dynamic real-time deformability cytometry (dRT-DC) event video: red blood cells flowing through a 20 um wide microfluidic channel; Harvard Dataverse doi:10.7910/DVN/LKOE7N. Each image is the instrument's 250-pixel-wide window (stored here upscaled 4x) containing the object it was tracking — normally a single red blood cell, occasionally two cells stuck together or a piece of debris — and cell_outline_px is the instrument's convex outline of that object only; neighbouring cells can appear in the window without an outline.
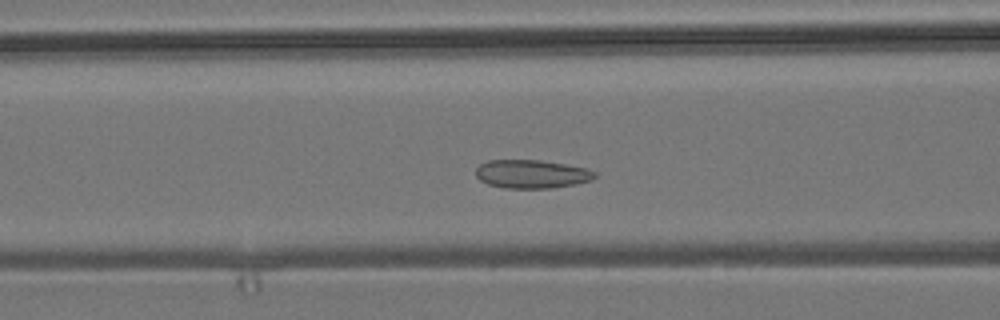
{"species": "common noctule bat (a hibernating species)", "species_latin": "Nyctalus noctula", "temperature_condition": "room temperature", "stored_images_in_passage": 39, "camera_frame_rate_fps": 3000, "um_per_image_px": 0.085, "animal": {"sex": "male", "body_mass_g": 19.2, "forearm_length_mm": 51.8}, "frame": {"image": 1, "passage_image": 6, "time_ms": 1.667, "image_size_px": [1000, 320], "cell_outline_px": [[596, 176], [592, 180], [576, 184], [548, 188], [504, 188], [488, 184], [480, 180], [476, 176], [476, 168], [480, 164], [488, 160], [540, 160], [564, 164], [584, 168], [596, 172]], "centroid_in_image_um": [45.17, 14.79], "position_along_channel_um": 121.4, "area_um2": 19.65}}
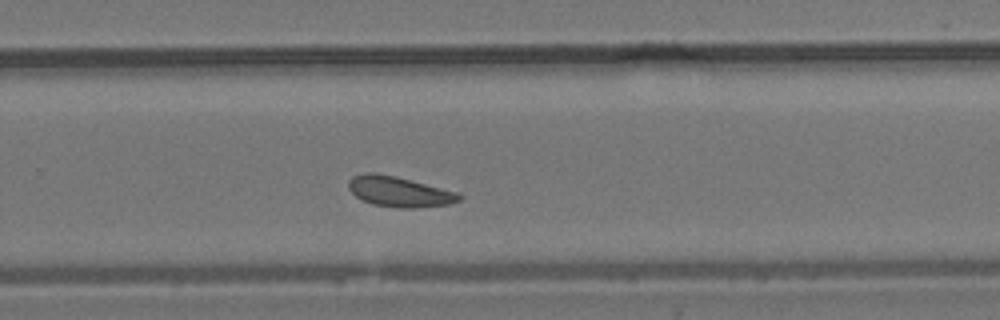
{"frame": {"image": 2, "passage_image": 20, "time_ms": 6.333, "image_size_px": [1000, 320], "cell_outline_px": [[464, 196], [460, 200], [452, 204], [416, 208], [400, 208], [372, 204], [356, 196], [348, 188], [348, 180], [352, 176], [364, 172], [372, 172], [392, 176], [460, 192]], "centroid_in_image_um": [33.97, 16.3], "position_along_channel_um": 295.8, "area_um2": 19.59}}
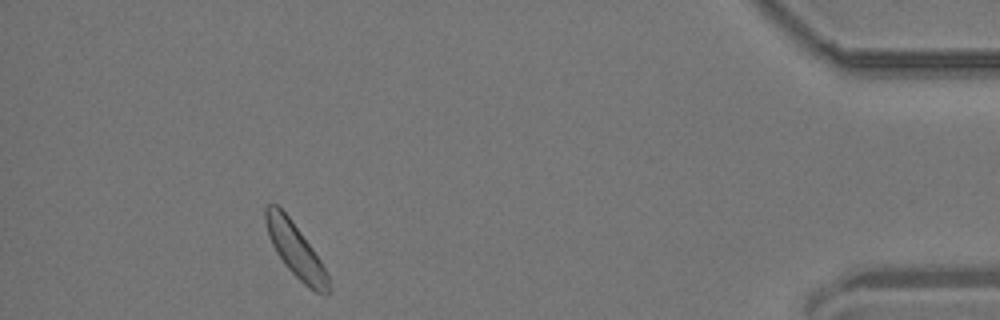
{"frame": {"image": 3, "passage_image": 34, "time_ms": 11.0, "image_size_px": [1000, 320], "cell_outline_px": [[328, 296], [316, 292], [308, 288], [284, 264], [276, 252], [268, 236], [264, 220], [264, 208], [268, 204], [276, 204], [288, 216], [312, 248], [320, 260], [328, 276]], "centroid_in_image_um": [25.08, 21.25], "position_along_channel_um": 410.1, "area_um2": 19.36}, "authors_computed_cell_mechanics": {"area_um2": 19.3052, "velocity_mm_per_s": 3.7468, "shape_relaxation_time_tau1_ms": 8.6497, "shape_relaxation_time_tau2_ms": 6.959, "deformation_change_tau1": 0.094, "deformation_change_tau2": 0.1054}}